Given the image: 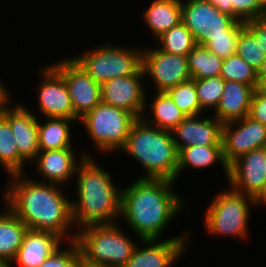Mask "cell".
Returning a JSON list of instances; mask_svg holds the SVG:
<instances>
[{
  "label": "cell",
  "mask_w": 266,
  "mask_h": 267,
  "mask_svg": "<svg viewBox=\"0 0 266 267\" xmlns=\"http://www.w3.org/2000/svg\"><path fill=\"white\" fill-rule=\"evenodd\" d=\"M6 183L1 202L29 229L55 233L64 241L76 240L71 197L64 186L36 181L27 173L10 175Z\"/></svg>",
  "instance_id": "6da1fadb"
},
{
  "label": "cell",
  "mask_w": 266,
  "mask_h": 267,
  "mask_svg": "<svg viewBox=\"0 0 266 267\" xmlns=\"http://www.w3.org/2000/svg\"><path fill=\"white\" fill-rule=\"evenodd\" d=\"M131 183L121 189L123 225L141 240L164 239L165 230L188 208L189 200L176 192L174 181L134 177Z\"/></svg>",
  "instance_id": "7a4b0ae2"
},
{
  "label": "cell",
  "mask_w": 266,
  "mask_h": 267,
  "mask_svg": "<svg viewBox=\"0 0 266 267\" xmlns=\"http://www.w3.org/2000/svg\"><path fill=\"white\" fill-rule=\"evenodd\" d=\"M99 164L95 157H86L77 167L75 196H71V217L76 230L121 221L122 188L113 181L112 172Z\"/></svg>",
  "instance_id": "3957f363"
},
{
  "label": "cell",
  "mask_w": 266,
  "mask_h": 267,
  "mask_svg": "<svg viewBox=\"0 0 266 267\" xmlns=\"http://www.w3.org/2000/svg\"><path fill=\"white\" fill-rule=\"evenodd\" d=\"M142 168L137 178L167 179L177 182L178 150L172 133L137 118L132 124L123 148ZM143 171L145 173L143 174Z\"/></svg>",
  "instance_id": "277c9868"
},
{
  "label": "cell",
  "mask_w": 266,
  "mask_h": 267,
  "mask_svg": "<svg viewBox=\"0 0 266 267\" xmlns=\"http://www.w3.org/2000/svg\"><path fill=\"white\" fill-rule=\"evenodd\" d=\"M226 188L218 191L204 210L205 232L212 238L228 236V239L248 240L251 209L261 205L250 196L238 193L229 186Z\"/></svg>",
  "instance_id": "5b68a950"
},
{
  "label": "cell",
  "mask_w": 266,
  "mask_h": 267,
  "mask_svg": "<svg viewBox=\"0 0 266 267\" xmlns=\"http://www.w3.org/2000/svg\"><path fill=\"white\" fill-rule=\"evenodd\" d=\"M120 225V222L88 225L77 230L81 255L94 263L123 267L141 239H134Z\"/></svg>",
  "instance_id": "8992f818"
},
{
  "label": "cell",
  "mask_w": 266,
  "mask_h": 267,
  "mask_svg": "<svg viewBox=\"0 0 266 267\" xmlns=\"http://www.w3.org/2000/svg\"><path fill=\"white\" fill-rule=\"evenodd\" d=\"M114 43L104 40V43L88 48L79 55L72 54V58L100 85L117 77L141 74L143 47Z\"/></svg>",
  "instance_id": "52a82bcc"
},
{
  "label": "cell",
  "mask_w": 266,
  "mask_h": 267,
  "mask_svg": "<svg viewBox=\"0 0 266 267\" xmlns=\"http://www.w3.org/2000/svg\"><path fill=\"white\" fill-rule=\"evenodd\" d=\"M137 118L127 110L100 102L79 121L97 153H119Z\"/></svg>",
  "instance_id": "ba28073f"
},
{
  "label": "cell",
  "mask_w": 266,
  "mask_h": 267,
  "mask_svg": "<svg viewBox=\"0 0 266 267\" xmlns=\"http://www.w3.org/2000/svg\"><path fill=\"white\" fill-rule=\"evenodd\" d=\"M181 22L201 46L213 37L239 36L245 27L244 22L222 13L208 0H181Z\"/></svg>",
  "instance_id": "9c48e42d"
},
{
  "label": "cell",
  "mask_w": 266,
  "mask_h": 267,
  "mask_svg": "<svg viewBox=\"0 0 266 267\" xmlns=\"http://www.w3.org/2000/svg\"><path fill=\"white\" fill-rule=\"evenodd\" d=\"M50 65L63 77L74 109V119L80 121L102 101L101 85L70 56H63Z\"/></svg>",
  "instance_id": "30bf717a"
},
{
  "label": "cell",
  "mask_w": 266,
  "mask_h": 267,
  "mask_svg": "<svg viewBox=\"0 0 266 267\" xmlns=\"http://www.w3.org/2000/svg\"><path fill=\"white\" fill-rule=\"evenodd\" d=\"M143 45V71L146 83L154 85L155 92H166L178 84L190 80L188 58L162 51L156 44ZM149 76V77H148ZM151 79V80H148Z\"/></svg>",
  "instance_id": "8fae6325"
},
{
  "label": "cell",
  "mask_w": 266,
  "mask_h": 267,
  "mask_svg": "<svg viewBox=\"0 0 266 267\" xmlns=\"http://www.w3.org/2000/svg\"><path fill=\"white\" fill-rule=\"evenodd\" d=\"M188 229L165 239L140 240L123 267H174L192 246Z\"/></svg>",
  "instance_id": "7c38bea8"
},
{
  "label": "cell",
  "mask_w": 266,
  "mask_h": 267,
  "mask_svg": "<svg viewBox=\"0 0 266 267\" xmlns=\"http://www.w3.org/2000/svg\"><path fill=\"white\" fill-rule=\"evenodd\" d=\"M226 183L266 207L265 147L250 151L230 164Z\"/></svg>",
  "instance_id": "4fadbf2b"
},
{
  "label": "cell",
  "mask_w": 266,
  "mask_h": 267,
  "mask_svg": "<svg viewBox=\"0 0 266 267\" xmlns=\"http://www.w3.org/2000/svg\"><path fill=\"white\" fill-rule=\"evenodd\" d=\"M37 88L38 113L41 118L74 119V109L63 77L50 65H39Z\"/></svg>",
  "instance_id": "5bb4252c"
},
{
  "label": "cell",
  "mask_w": 266,
  "mask_h": 267,
  "mask_svg": "<svg viewBox=\"0 0 266 267\" xmlns=\"http://www.w3.org/2000/svg\"><path fill=\"white\" fill-rule=\"evenodd\" d=\"M75 150V148H65L39 151L36 158L29 165V167L34 165L36 168L35 173L38 179L32 175L29 176L36 181L40 180L39 182L57 184L64 187L67 183L72 184L78 165L86 157H95L92 153L89 154L90 152L87 150L80 148L79 150ZM77 151H80V153ZM39 176L41 178H39Z\"/></svg>",
  "instance_id": "9a60e30c"
},
{
  "label": "cell",
  "mask_w": 266,
  "mask_h": 267,
  "mask_svg": "<svg viewBox=\"0 0 266 267\" xmlns=\"http://www.w3.org/2000/svg\"><path fill=\"white\" fill-rule=\"evenodd\" d=\"M222 145L223 156L229 166L242 155L266 146V126L250 116L225 123Z\"/></svg>",
  "instance_id": "2e32d148"
},
{
  "label": "cell",
  "mask_w": 266,
  "mask_h": 267,
  "mask_svg": "<svg viewBox=\"0 0 266 267\" xmlns=\"http://www.w3.org/2000/svg\"><path fill=\"white\" fill-rule=\"evenodd\" d=\"M146 85L144 71L106 81L101 85L102 102L127 110L136 118H142L146 100L150 99Z\"/></svg>",
  "instance_id": "e0dca14e"
},
{
  "label": "cell",
  "mask_w": 266,
  "mask_h": 267,
  "mask_svg": "<svg viewBox=\"0 0 266 267\" xmlns=\"http://www.w3.org/2000/svg\"><path fill=\"white\" fill-rule=\"evenodd\" d=\"M9 104L0 114L9 122L19 154L29 163L39 153L38 115L24 103ZM14 104V105H13Z\"/></svg>",
  "instance_id": "ac0fdd59"
},
{
  "label": "cell",
  "mask_w": 266,
  "mask_h": 267,
  "mask_svg": "<svg viewBox=\"0 0 266 267\" xmlns=\"http://www.w3.org/2000/svg\"><path fill=\"white\" fill-rule=\"evenodd\" d=\"M205 115L187 116L171 131L177 150L194 145H222L223 124L213 115Z\"/></svg>",
  "instance_id": "d6986e66"
},
{
  "label": "cell",
  "mask_w": 266,
  "mask_h": 267,
  "mask_svg": "<svg viewBox=\"0 0 266 267\" xmlns=\"http://www.w3.org/2000/svg\"><path fill=\"white\" fill-rule=\"evenodd\" d=\"M64 242L55 233L28 229L11 267H39Z\"/></svg>",
  "instance_id": "ffe728a7"
},
{
  "label": "cell",
  "mask_w": 266,
  "mask_h": 267,
  "mask_svg": "<svg viewBox=\"0 0 266 267\" xmlns=\"http://www.w3.org/2000/svg\"><path fill=\"white\" fill-rule=\"evenodd\" d=\"M255 89L236 81H225L224 91L216 110L211 113L222 124L240 120L249 115Z\"/></svg>",
  "instance_id": "44dd1931"
},
{
  "label": "cell",
  "mask_w": 266,
  "mask_h": 267,
  "mask_svg": "<svg viewBox=\"0 0 266 267\" xmlns=\"http://www.w3.org/2000/svg\"><path fill=\"white\" fill-rule=\"evenodd\" d=\"M143 9L142 22L156 41L181 22V0H152Z\"/></svg>",
  "instance_id": "7402d4cb"
},
{
  "label": "cell",
  "mask_w": 266,
  "mask_h": 267,
  "mask_svg": "<svg viewBox=\"0 0 266 267\" xmlns=\"http://www.w3.org/2000/svg\"><path fill=\"white\" fill-rule=\"evenodd\" d=\"M221 165L226 180L229 175V166L223 156V145L184 147L178 150L177 181L180 175L189 169L207 170L212 166Z\"/></svg>",
  "instance_id": "603a6c76"
},
{
  "label": "cell",
  "mask_w": 266,
  "mask_h": 267,
  "mask_svg": "<svg viewBox=\"0 0 266 267\" xmlns=\"http://www.w3.org/2000/svg\"><path fill=\"white\" fill-rule=\"evenodd\" d=\"M151 94L152 103L146 100L142 118L148 124L171 132L187 117L186 114L175 105L166 92H152Z\"/></svg>",
  "instance_id": "cb8c5ba5"
},
{
  "label": "cell",
  "mask_w": 266,
  "mask_h": 267,
  "mask_svg": "<svg viewBox=\"0 0 266 267\" xmlns=\"http://www.w3.org/2000/svg\"><path fill=\"white\" fill-rule=\"evenodd\" d=\"M43 119V121L41 120ZM38 117L39 150L49 151L73 146V124H78L76 119L66 118H41ZM45 120V121H44ZM73 141V142H72Z\"/></svg>",
  "instance_id": "d4e9b609"
},
{
  "label": "cell",
  "mask_w": 266,
  "mask_h": 267,
  "mask_svg": "<svg viewBox=\"0 0 266 267\" xmlns=\"http://www.w3.org/2000/svg\"><path fill=\"white\" fill-rule=\"evenodd\" d=\"M0 210V258L11 262L23 243L28 227L5 205Z\"/></svg>",
  "instance_id": "484cf974"
},
{
  "label": "cell",
  "mask_w": 266,
  "mask_h": 267,
  "mask_svg": "<svg viewBox=\"0 0 266 267\" xmlns=\"http://www.w3.org/2000/svg\"><path fill=\"white\" fill-rule=\"evenodd\" d=\"M26 165L30 164L19 154L9 122L0 114V167L8 177L28 172Z\"/></svg>",
  "instance_id": "4316f807"
},
{
  "label": "cell",
  "mask_w": 266,
  "mask_h": 267,
  "mask_svg": "<svg viewBox=\"0 0 266 267\" xmlns=\"http://www.w3.org/2000/svg\"><path fill=\"white\" fill-rule=\"evenodd\" d=\"M187 58L191 79L220 76L223 59L205 46L196 45Z\"/></svg>",
  "instance_id": "83f0119b"
},
{
  "label": "cell",
  "mask_w": 266,
  "mask_h": 267,
  "mask_svg": "<svg viewBox=\"0 0 266 267\" xmlns=\"http://www.w3.org/2000/svg\"><path fill=\"white\" fill-rule=\"evenodd\" d=\"M155 42L162 51L184 56L197 45L192 33L182 22L165 32Z\"/></svg>",
  "instance_id": "f1b7e54d"
},
{
  "label": "cell",
  "mask_w": 266,
  "mask_h": 267,
  "mask_svg": "<svg viewBox=\"0 0 266 267\" xmlns=\"http://www.w3.org/2000/svg\"><path fill=\"white\" fill-rule=\"evenodd\" d=\"M166 93L186 116H198L205 112L200 108L195 79H190L170 88Z\"/></svg>",
  "instance_id": "f546056e"
},
{
  "label": "cell",
  "mask_w": 266,
  "mask_h": 267,
  "mask_svg": "<svg viewBox=\"0 0 266 267\" xmlns=\"http://www.w3.org/2000/svg\"><path fill=\"white\" fill-rule=\"evenodd\" d=\"M220 76L225 81H236L256 88L258 82L257 71L237 54L224 58Z\"/></svg>",
  "instance_id": "4dcf8cb0"
},
{
  "label": "cell",
  "mask_w": 266,
  "mask_h": 267,
  "mask_svg": "<svg viewBox=\"0 0 266 267\" xmlns=\"http://www.w3.org/2000/svg\"><path fill=\"white\" fill-rule=\"evenodd\" d=\"M224 86L225 80L221 76L195 79L200 108L205 113L210 114L216 110L220 98L222 97Z\"/></svg>",
  "instance_id": "1f68e13d"
},
{
  "label": "cell",
  "mask_w": 266,
  "mask_h": 267,
  "mask_svg": "<svg viewBox=\"0 0 266 267\" xmlns=\"http://www.w3.org/2000/svg\"><path fill=\"white\" fill-rule=\"evenodd\" d=\"M236 54L256 71L261 67L266 55L260 44L257 43L255 36L246 27L240 31Z\"/></svg>",
  "instance_id": "d6a6232c"
},
{
  "label": "cell",
  "mask_w": 266,
  "mask_h": 267,
  "mask_svg": "<svg viewBox=\"0 0 266 267\" xmlns=\"http://www.w3.org/2000/svg\"><path fill=\"white\" fill-rule=\"evenodd\" d=\"M80 254L76 240L65 241L39 267H76Z\"/></svg>",
  "instance_id": "836d02e7"
},
{
  "label": "cell",
  "mask_w": 266,
  "mask_h": 267,
  "mask_svg": "<svg viewBox=\"0 0 266 267\" xmlns=\"http://www.w3.org/2000/svg\"><path fill=\"white\" fill-rule=\"evenodd\" d=\"M231 3L233 17L237 21L245 23L249 20L266 16V8L259 0H231Z\"/></svg>",
  "instance_id": "e575fe53"
},
{
  "label": "cell",
  "mask_w": 266,
  "mask_h": 267,
  "mask_svg": "<svg viewBox=\"0 0 266 267\" xmlns=\"http://www.w3.org/2000/svg\"><path fill=\"white\" fill-rule=\"evenodd\" d=\"M239 36L213 37L204 46L222 59L236 54L237 40Z\"/></svg>",
  "instance_id": "d590c367"
},
{
  "label": "cell",
  "mask_w": 266,
  "mask_h": 267,
  "mask_svg": "<svg viewBox=\"0 0 266 267\" xmlns=\"http://www.w3.org/2000/svg\"><path fill=\"white\" fill-rule=\"evenodd\" d=\"M248 116L266 126V97L260 95L256 90L251 98Z\"/></svg>",
  "instance_id": "8d00e7d4"
},
{
  "label": "cell",
  "mask_w": 266,
  "mask_h": 267,
  "mask_svg": "<svg viewBox=\"0 0 266 267\" xmlns=\"http://www.w3.org/2000/svg\"><path fill=\"white\" fill-rule=\"evenodd\" d=\"M244 25L255 36L257 43L266 54V16L249 20Z\"/></svg>",
  "instance_id": "74e56055"
},
{
  "label": "cell",
  "mask_w": 266,
  "mask_h": 267,
  "mask_svg": "<svg viewBox=\"0 0 266 267\" xmlns=\"http://www.w3.org/2000/svg\"><path fill=\"white\" fill-rule=\"evenodd\" d=\"M1 78V77H0ZM0 79V113L13 102L12 93L9 92V86H6V83ZM8 87V89H7ZM11 94V95H10Z\"/></svg>",
  "instance_id": "f35d334b"
},
{
  "label": "cell",
  "mask_w": 266,
  "mask_h": 267,
  "mask_svg": "<svg viewBox=\"0 0 266 267\" xmlns=\"http://www.w3.org/2000/svg\"><path fill=\"white\" fill-rule=\"evenodd\" d=\"M222 13H226L233 17V9L231 0H208Z\"/></svg>",
  "instance_id": "ab89813d"
},
{
  "label": "cell",
  "mask_w": 266,
  "mask_h": 267,
  "mask_svg": "<svg viewBox=\"0 0 266 267\" xmlns=\"http://www.w3.org/2000/svg\"><path fill=\"white\" fill-rule=\"evenodd\" d=\"M76 267H108V266L88 261L80 254L76 263Z\"/></svg>",
  "instance_id": "60d3db41"
},
{
  "label": "cell",
  "mask_w": 266,
  "mask_h": 267,
  "mask_svg": "<svg viewBox=\"0 0 266 267\" xmlns=\"http://www.w3.org/2000/svg\"><path fill=\"white\" fill-rule=\"evenodd\" d=\"M255 90L260 94L266 97V77L258 78V82Z\"/></svg>",
  "instance_id": "b9f144b4"
},
{
  "label": "cell",
  "mask_w": 266,
  "mask_h": 267,
  "mask_svg": "<svg viewBox=\"0 0 266 267\" xmlns=\"http://www.w3.org/2000/svg\"><path fill=\"white\" fill-rule=\"evenodd\" d=\"M257 75H258V78H265L266 77V55H265L264 61L262 62L261 67L257 71Z\"/></svg>",
  "instance_id": "7bdbcfd3"
},
{
  "label": "cell",
  "mask_w": 266,
  "mask_h": 267,
  "mask_svg": "<svg viewBox=\"0 0 266 267\" xmlns=\"http://www.w3.org/2000/svg\"><path fill=\"white\" fill-rule=\"evenodd\" d=\"M0 267H11V264L7 259L0 258Z\"/></svg>",
  "instance_id": "ee69618b"
},
{
  "label": "cell",
  "mask_w": 266,
  "mask_h": 267,
  "mask_svg": "<svg viewBox=\"0 0 266 267\" xmlns=\"http://www.w3.org/2000/svg\"><path fill=\"white\" fill-rule=\"evenodd\" d=\"M259 1L266 8V0H259Z\"/></svg>",
  "instance_id": "f6af8a7d"
}]
</instances>
